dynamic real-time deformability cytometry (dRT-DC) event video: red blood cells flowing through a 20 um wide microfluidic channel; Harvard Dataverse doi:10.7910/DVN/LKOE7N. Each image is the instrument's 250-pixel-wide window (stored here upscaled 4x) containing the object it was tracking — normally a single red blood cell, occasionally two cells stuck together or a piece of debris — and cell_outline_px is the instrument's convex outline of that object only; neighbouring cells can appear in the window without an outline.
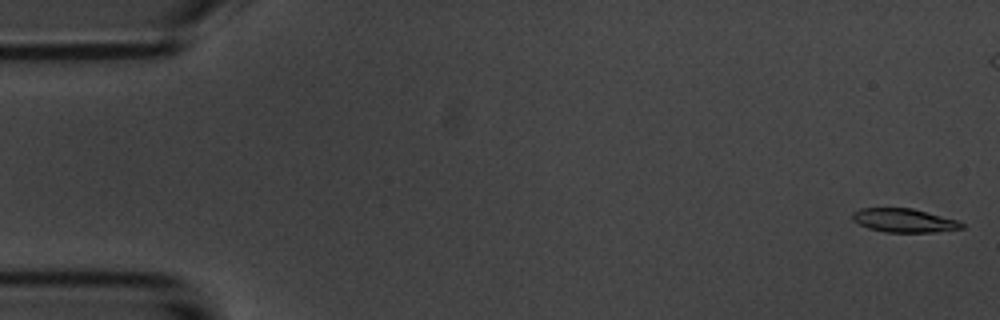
{"species": "common noctule bat (a hibernating species)", "species_latin": "Nyctalus noctula", "temperature_condition": "room temperature", "stored_images_in_passage": 6, "camera_frame_rate_fps": 3000, "um_per_image_px": 0.085, "animal": {"sex": "male", "body_mass_g": 20.1, "forearm_length_mm": 53.5}, "frame": {"image": 1, "passage_image": 1, "time_ms": 0.0, "image_size_px": [1000, 320], "cell_outline_px": [[964, 228], [936, 232], [884, 232], [868, 228], [852, 220], [852, 212], [860, 208], [912, 208], [956, 220], [964, 224]], "centroid_in_image_um": [76.81, 18.74], "position_along_channel_um": 8.2, "area_um2": 15.03}}